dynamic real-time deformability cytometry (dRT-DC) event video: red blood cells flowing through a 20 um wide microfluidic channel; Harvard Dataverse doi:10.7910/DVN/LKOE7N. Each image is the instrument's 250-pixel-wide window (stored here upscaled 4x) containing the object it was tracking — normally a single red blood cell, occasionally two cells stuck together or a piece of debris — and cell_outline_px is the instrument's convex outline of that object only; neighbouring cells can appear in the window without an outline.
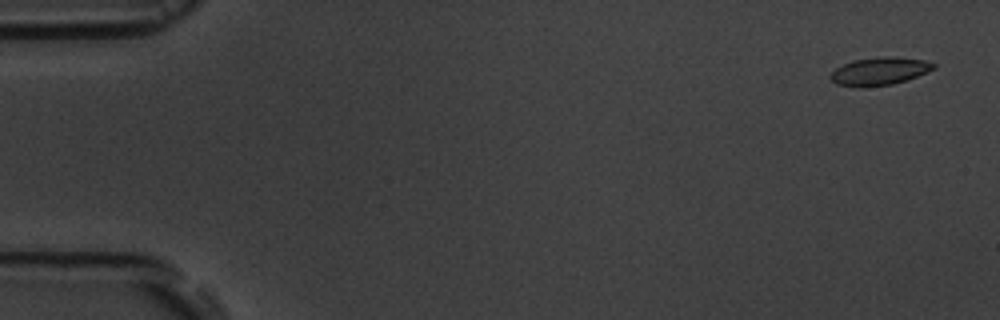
{"species": "common noctule bat (a hibernating species)", "species_latin": "Nyctalus noctula", "temperature_condition": "room temperature", "stored_images_in_passage": 6, "segment_of_instrument_passage": [1, 2], "camera_frame_rate_fps": 3000, "um_per_image_px": 0.085, "animal": {"sex": "male", "body_mass_g": 19.5, "forearm_length_mm": 54.6}, "frame": {"image": 1, "passage_image": 1, "time_ms": 0.0, "image_size_px": [1000, 320], "cell_outline_px": [[936, 68], [916, 76], [892, 84], [860, 88], [856, 88], [836, 84], [828, 76], [836, 68], [852, 60], [884, 56], [892, 56], [924, 60], [936, 64]], "centroid_in_image_um": [74.72, 6.06], "position_along_channel_um": 10.3, "area_um2": 16.76}}
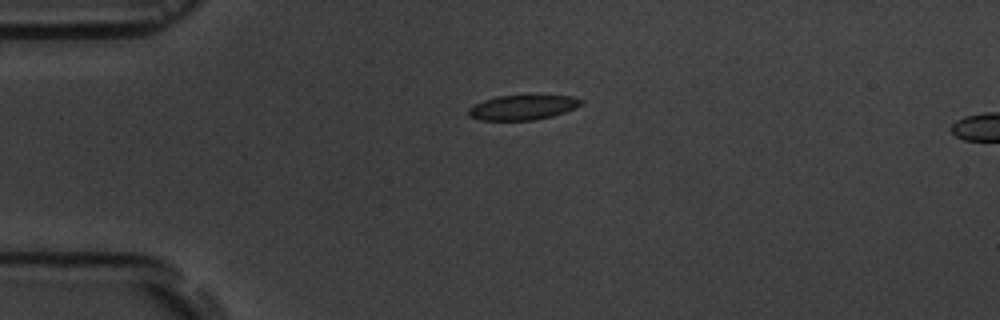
{"frame": {"image": 2, "passage_image": 4, "time_ms": 3.667, "image_size_px": [1000, 320], "cell_outline_px": [[584, 104], [576, 108], [552, 116], [532, 120], [480, 120], [468, 116], [468, 108], [484, 100], [496, 96], [572, 96], [584, 100]], "centroid_in_image_um": [44.44, 9.13], "position_along_channel_um": 40.6, "area_um2": 16.18}}